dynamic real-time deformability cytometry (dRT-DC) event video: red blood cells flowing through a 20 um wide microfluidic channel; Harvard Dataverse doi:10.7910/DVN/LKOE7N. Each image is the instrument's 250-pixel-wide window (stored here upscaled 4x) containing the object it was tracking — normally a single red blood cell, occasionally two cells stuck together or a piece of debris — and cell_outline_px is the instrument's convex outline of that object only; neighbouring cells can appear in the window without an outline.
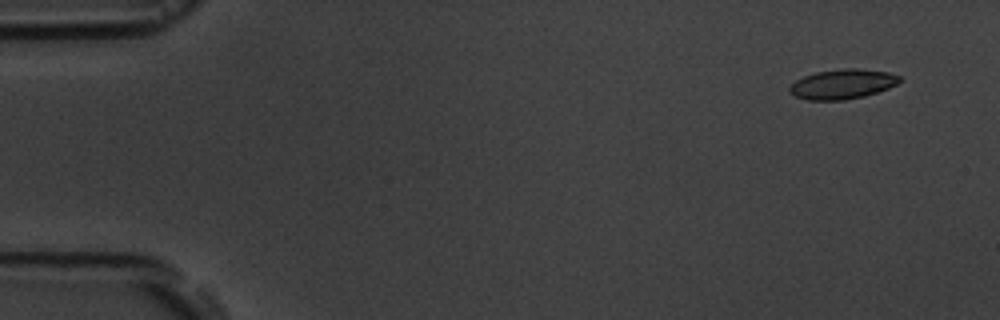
{"species": "common noctule bat (a hibernating species)", "species_latin": "Nyctalus noctula", "temperature_condition": "room temperature", "stored_images_in_passage": 4, "camera_frame_rate_fps": 3000, "um_per_image_px": 0.085, "animal": {"sex": "male", "body_mass_g": 19.5, "forearm_length_mm": 54.6}, "frame": {"image": 1, "passage_image": 1, "time_ms": 0.0, "image_size_px": [1000, 320], "cell_outline_px": [[900, 80], [896, 84], [888, 88], [864, 96], [844, 100], [808, 100], [796, 96], [788, 92], [788, 88], [796, 80], [804, 76], [816, 72], [844, 68], [856, 68], [888, 72], [900, 76]], "centroid_in_image_um": [71.59, 7.15], "position_along_channel_um": 13.4, "area_um2": 18.96}}
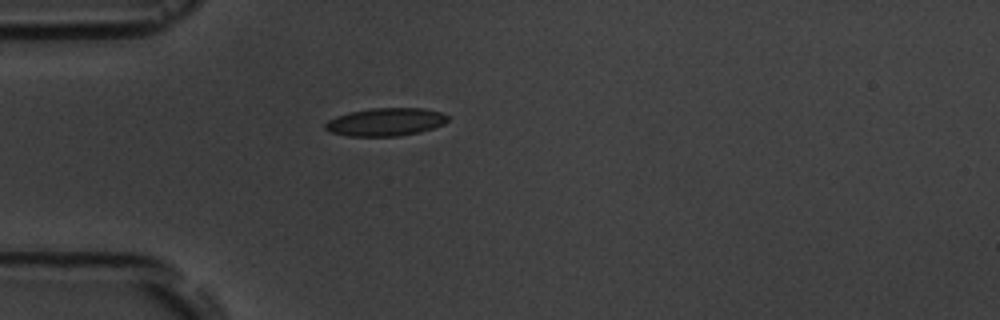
{"frame": {"image": 2, "passage_image": 4, "time_ms": 4.0, "image_size_px": [1000, 320], "cell_outline_px": [[448, 120], [444, 124], [420, 132], [400, 136], [348, 136], [328, 132], [324, 128], [324, 124], [328, 120], [336, 116], [352, 112], [372, 108], [420, 108], [440, 112], [448, 116]], "centroid_in_image_um": [32.75, 10.38], "position_along_channel_um": 52.3, "area_um2": 19.94}}